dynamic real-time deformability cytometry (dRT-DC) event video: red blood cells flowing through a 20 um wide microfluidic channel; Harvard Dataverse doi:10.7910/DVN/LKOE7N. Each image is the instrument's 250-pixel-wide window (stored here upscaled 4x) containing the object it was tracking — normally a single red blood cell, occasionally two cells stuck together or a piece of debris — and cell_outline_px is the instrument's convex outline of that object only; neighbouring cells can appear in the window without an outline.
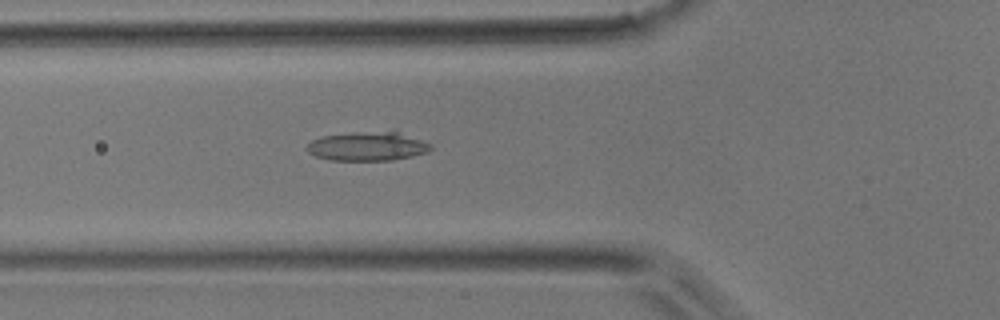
{"species": "common noctule bat (a hibernating species)", "species_latin": "Nyctalus noctula", "temperature_condition": "room temperature", "stored_images_in_passage": 35, "camera_frame_rate_fps": 3000, "um_per_image_px": 0.085, "animal": {"sex": "male", "body_mass_g": 17.9}, "frame": {"image": 1, "passage_image": 15, "time_ms": 4.667, "image_size_px": [1000, 320], "cell_outline_px": [[432, 148], [428, 152], [412, 156], [392, 160], [328, 160], [316, 156], [308, 152], [304, 148], [312, 140], [320, 136], [392, 128], [396, 128], [432, 144]], "centroid_in_image_um": [31.31, 12.38], "position_along_channel_um": 94.5, "area_um2": 21.85}}
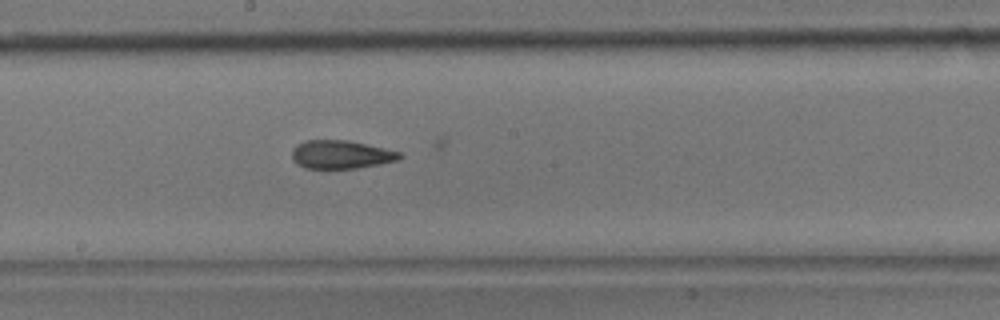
{"frame": {"image": 2, "passage_image": 24, "time_ms": 7.667, "image_size_px": [1000, 320], "cell_outline_px": [[404, 156], [396, 160], [380, 164], [356, 168], [304, 168], [296, 164], [292, 160], [292, 148], [296, 144], [304, 140], [348, 140], [384, 148], [400, 152]], "centroid_in_image_um": [28.94, 13.13], "position_along_channel_um": 219.3, "area_um2": 17.86}}
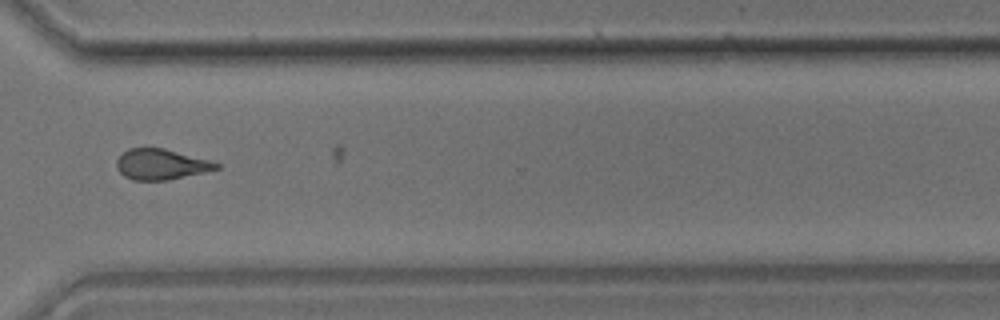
{"frame": {"image": 3, "passage_image": 34, "time_ms": 11.0, "image_size_px": [1000, 320], "cell_outline_px": [[220, 168], [204, 172], [168, 180], [132, 180], [124, 176], [116, 168], [116, 160], [128, 148], [164, 148], [208, 160], [220, 164]], "centroid_in_image_um": [13.66, 13.97], "position_along_channel_um": 356.9, "area_um2": 17.63}}